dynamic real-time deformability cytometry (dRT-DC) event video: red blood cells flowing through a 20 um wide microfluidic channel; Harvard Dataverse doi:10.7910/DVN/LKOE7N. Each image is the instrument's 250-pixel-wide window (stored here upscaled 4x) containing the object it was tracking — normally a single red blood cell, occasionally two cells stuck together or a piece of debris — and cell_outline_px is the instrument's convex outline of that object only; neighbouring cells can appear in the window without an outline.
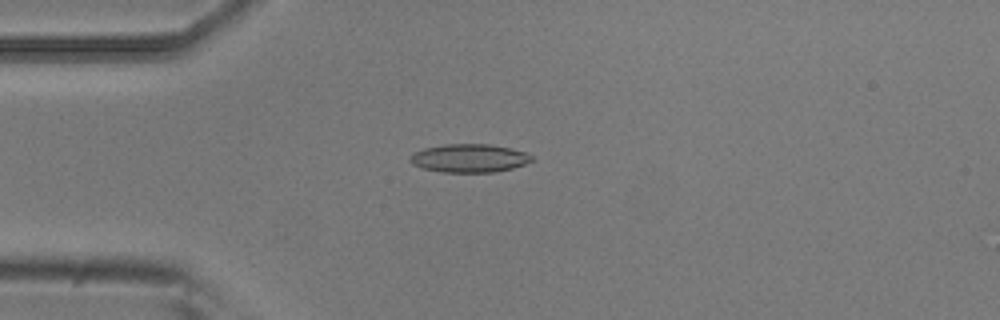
{"species": "common noctule bat (a hibernating species)", "species_latin": "Nyctalus noctula", "temperature_condition": "room temperature", "stored_images_in_passage": 4, "camera_frame_rate_fps": 3000, "um_per_image_px": 0.085, "animal": {"sex": "male", "body_mass_g": 20.5, "forearm_length_mm": 52.5}, "frame": {"image": 1, "passage_image": 3, "time_ms": 0.667, "image_size_px": [1000, 320], "cell_outline_px": [[536, 160], [512, 168], [496, 172], [440, 172], [424, 168], [412, 164], [408, 160], [416, 152], [424, 148], [444, 144], [488, 144], [508, 148], [524, 152], [532, 156]], "centroid_in_image_um": [39.9, 13.45], "position_along_channel_um": 45.1, "area_um2": 19.94}}